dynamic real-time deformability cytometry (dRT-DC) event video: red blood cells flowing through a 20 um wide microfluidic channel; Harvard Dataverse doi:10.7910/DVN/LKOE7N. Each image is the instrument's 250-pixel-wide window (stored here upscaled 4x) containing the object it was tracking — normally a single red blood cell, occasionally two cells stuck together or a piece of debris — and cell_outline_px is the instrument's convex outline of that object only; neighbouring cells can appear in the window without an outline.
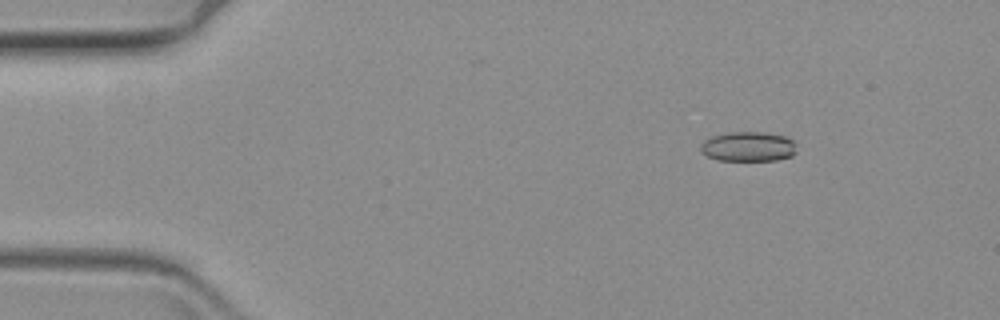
{"species": "common noctule bat (a hibernating species)", "species_latin": "Nyctalus noctula", "temperature_condition": "warm", "stored_images_in_passage": 15, "camera_frame_rate_fps": 3000, "um_per_image_px": 0.085, "animal": {"sex": "female", "body_mass_g": 19.3, "forearm_length_mm": 54.1}, "frame": {"image": 1, "passage_image": 6, "time_ms": 1.667, "image_size_px": [1000, 320], "cell_outline_px": [[796, 152], [792, 156], [776, 160], [720, 160], [708, 156], [700, 152], [700, 144], [704, 140], [712, 136], [728, 132], [764, 132], [784, 136], [792, 140], [796, 144]], "centroid_in_image_um": [63.6, 12.45], "position_along_channel_um": 21.4, "area_um2": 16.7}}